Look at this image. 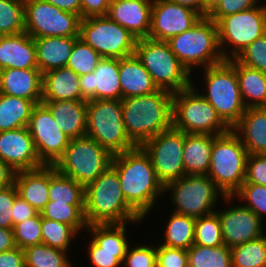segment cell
<instances>
[{"mask_svg":"<svg viewBox=\"0 0 266 267\" xmlns=\"http://www.w3.org/2000/svg\"><path fill=\"white\" fill-rule=\"evenodd\" d=\"M49 200L69 205H84L85 188L49 165Z\"/></svg>","mask_w":266,"mask_h":267,"instance_id":"cell-35","label":"cell"},{"mask_svg":"<svg viewBox=\"0 0 266 267\" xmlns=\"http://www.w3.org/2000/svg\"><path fill=\"white\" fill-rule=\"evenodd\" d=\"M233 201L236 202V198L226 196L220 202H225L227 208L215 211L220 219L224 244L229 248L266 234L264 232L266 221H262L251 209L239 202L234 204Z\"/></svg>","mask_w":266,"mask_h":267,"instance_id":"cell-18","label":"cell"},{"mask_svg":"<svg viewBox=\"0 0 266 267\" xmlns=\"http://www.w3.org/2000/svg\"><path fill=\"white\" fill-rule=\"evenodd\" d=\"M0 160L15 173L44 166L27 127L0 132Z\"/></svg>","mask_w":266,"mask_h":267,"instance_id":"cell-20","label":"cell"},{"mask_svg":"<svg viewBox=\"0 0 266 267\" xmlns=\"http://www.w3.org/2000/svg\"><path fill=\"white\" fill-rule=\"evenodd\" d=\"M134 54L159 89L175 93L192 85V75L171 51L167 41L138 39Z\"/></svg>","mask_w":266,"mask_h":267,"instance_id":"cell-8","label":"cell"},{"mask_svg":"<svg viewBox=\"0 0 266 267\" xmlns=\"http://www.w3.org/2000/svg\"><path fill=\"white\" fill-rule=\"evenodd\" d=\"M248 154H266V107L246 108L232 128Z\"/></svg>","mask_w":266,"mask_h":267,"instance_id":"cell-25","label":"cell"},{"mask_svg":"<svg viewBox=\"0 0 266 267\" xmlns=\"http://www.w3.org/2000/svg\"><path fill=\"white\" fill-rule=\"evenodd\" d=\"M184 141L185 133L171 127L141 145L149 155L156 175L163 186L185 176Z\"/></svg>","mask_w":266,"mask_h":267,"instance_id":"cell-16","label":"cell"},{"mask_svg":"<svg viewBox=\"0 0 266 267\" xmlns=\"http://www.w3.org/2000/svg\"><path fill=\"white\" fill-rule=\"evenodd\" d=\"M173 212L193 218L209 215L226 195L207 175H185L164 186Z\"/></svg>","mask_w":266,"mask_h":267,"instance_id":"cell-9","label":"cell"},{"mask_svg":"<svg viewBox=\"0 0 266 267\" xmlns=\"http://www.w3.org/2000/svg\"><path fill=\"white\" fill-rule=\"evenodd\" d=\"M222 0H203V17H208Z\"/></svg>","mask_w":266,"mask_h":267,"instance_id":"cell-59","label":"cell"},{"mask_svg":"<svg viewBox=\"0 0 266 267\" xmlns=\"http://www.w3.org/2000/svg\"><path fill=\"white\" fill-rule=\"evenodd\" d=\"M16 247L13 229L0 228V252Z\"/></svg>","mask_w":266,"mask_h":267,"instance_id":"cell-56","label":"cell"},{"mask_svg":"<svg viewBox=\"0 0 266 267\" xmlns=\"http://www.w3.org/2000/svg\"><path fill=\"white\" fill-rule=\"evenodd\" d=\"M35 105L32 100L0 93V132L27 127Z\"/></svg>","mask_w":266,"mask_h":267,"instance_id":"cell-33","label":"cell"},{"mask_svg":"<svg viewBox=\"0 0 266 267\" xmlns=\"http://www.w3.org/2000/svg\"><path fill=\"white\" fill-rule=\"evenodd\" d=\"M113 155L92 138L70 139L63 156L54 165L63 175L84 188L94 182L112 163Z\"/></svg>","mask_w":266,"mask_h":267,"instance_id":"cell-11","label":"cell"},{"mask_svg":"<svg viewBox=\"0 0 266 267\" xmlns=\"http://www.w3.org/2000/svg\"><path fill=\"white\" fill-rule=\"evenodd\" d=\"M63 11L75 13L81 17V0H44Z\"/></svg>","mask_w":266,"mask_h":267,"instance_id":"cell-55","label":"cell"},{"mask_svg":"<svg viewBox=\"0 0 266 267\" xmlns=\"http://www.w3.org/2000/svg\"><path fill=\"white\" fill-rule=\"evenodd\" d=\"M232 196L236 198V200H239L243 206L251 209L262 221L265 220L266 186L254 183H243Z\"/></svg>","mask_w":266,"mask_h":267,"instance_id":"cell-44","label":"cell"},{"mask_svg":"<svg viewBox=\"0 0 266 267\" xmlns=\"http://www.w3.org/2000/svg\"><path fill=\"white\" fill-rule=\"evenodd\" d=\"M260 2L261 0H222L208 18L217 23L225 16L252 9Z\"/></svg>","mask_w":266,"mask_h":267,"instance_id":"cell-50","label":"cell"},{"mask_svg":"<svg viewBox=\"0 0 266 267\" xmlns=\"http://www.w3.org/2000/svg\"><path fill=\"white\" fill-rule=\"evenodd\" d=\"M111 165L117 171L125 200L145 220L164 195V186L149 155L141 146H136L113 155Z\"/></svg>","mask_w":266,"mask_h":267,"instance_id":"cell-1","label":"cell"},{"mask_svg":"<svg viewBox=\"0 0 266 267\" xmlns=\"http://www.w3.org/2000/svg\"><path fill=\"white\" fill-rule=\"evenodd\" d=\"M188 267H232L231 248L193 244L188 250Z\"/></svg>","mask_w":266,"mask_h":267,"instance_id":"cell-37","label":"cell"},{"mask_svg":"<svg viewBox=\"0 0 266 267\" xmlns=\"http://www.w3.org/2000/svg\"><path fill=\"white\" fill-rule=\"evenodd\" d=\"M79 82L86 101L122 99L117 58H102L92 73L79 76Z\"/></svg>","mask_w":266,"mask_h":267,"instance_id":"cell-21","label":"cell"},{"mask_svg":"<svg viewBox=\"0 0 266 267\" xmlns=\"http://www.w3.org/2000/svg\"><path fill=\"white\" fill-rule=\"evenodd\" d=\"M25 32L33 38L79 37L81 17L44 0H24Z\"/></svg>","mask_w":266,"mask_h":267,"instance_id":"cell-14","label":"cell"},{"mask_svg":"<svg viewBox=\"0 0 266 267\" xmlns=\"http://www.w3.org/2000/svg\"><path fill=\"white\" fill-rule=\"evenodd\" d=\"M194 244L208 247L224 244L221 223L216 212L196 218Z\"/></svg>","mask_w":266,"mask_h":267,"instance_id":"cell-42","label":"cell"},{"mask_svg":"<svg viewBox=\"0 0 266 267\" xmlns=\"http://www.w3.org/2000/svg\"><path fill=\"white\" fill-rule=\"evenodd\" d=\"M214 135L185 133L183 163L185 175H207Z\"/></svg>","mask_w":266,"mask_h":267,"instance_id":"cell-32","label":"cell"},{"mask_svg":"<svg viewBox=\"0 0 266 267\" xmlns=\"http://www.w3.org/2000/svg\"><path fill=\"white\" fill-rule=\"evenodd\" d=\"M38 68L34 38L26 32L0 36V70Z\"/></svg>","mask_w":266,"mask_h":267,"instance_id":"cell-24","label":"cell"},{"mask_svg":"<svg viewBox=\"0 0 266 267\" xmlns=\"http://www.w3.org/2000/svg\"><path fill=\"white\" fill-rule=\"evenodd\" d=\"M79 38L102 58H125L134 55L137 38L107 16L82 18Z\"/></svg>","mask_w":266,"mask_h":267,"instance_id":"cell-13","label":"cell"},{"mask_svg":"<svg viewBox=\"0 0 266 267\" xmlns=\"http://www.w3.org/2000/svg\"><path fill=\"white\" fill-rule=\"evenodd\" d=\"M172 98V92L159 89L121 99L124 128L136 146L172 127Z\"/></svg>","mask_w":266,"mask_h":267,"instance_id":"cell-2","label":"cell"},{"mask_svg":"<svg viewBox=\"0 0 266 267\" xmlns=\"http://www.w3.org/2000/svg\"><path fill=\"white\" fill-rule=\"evenodd\" d=\"M247 157L246 148L232 129L214 135L207 176L226 196H232L244 183Z\"/></svg>","mask_w":266,"mask_h":267,"instance_id":"cell-7","label":"cell"},{"mask_svg":"<svg viewBox=\"0 0 266 267\" xmlns=\"http://www.w3.org/2000/svg\"><path fill=\"white\" fill-rule=\"evenodd\" d=\"M17 195L14 183L0 189V228L13 229L12 206Z\"/></svg>","mask_w":266,"mask_h":267,"instance_id":"cell-51","label":"cell"},{"mask_svg":"<svg viewBox=\"0 0 266 267\" xmlns=\"http://www.w3.org/2000/svg\"><path fill=\"white\" fill-rule=\"evenodd\" d=\"M205 89L200 94L215 108L220 118L232 129L244 114L235 68L227 61L200 70ZM204 92V93H203Z\"/></svg>","mask_w":266,"mask_h":267,"instance_id":"cell-6","label":"cell"},{"mask_svg":"<svg viewBox=\"0 0 266 267\" xmlns=\"http://www.w3.org/2000/svg\"><path fill=\"white\" fill-rule=\"evenodd\" d=\"M129 223L139 224L143 222H126L121 224H94L88 225L86 233L90 238L86 251L89 263L93 267H120L131 244L130 235L127 233Z\"/></svg>","mask_w":266,"mask_h":267,"instance_id":"cell-15","label":"cell"},{"mask_svg":"<svg viewBox=\"0 0 266 267\" xmlns=\"http://www.w3.org/2000/svg\"><path fill=\"white\" fill-rule=\"evenodd\" d=\"M84 216L87 225L145 221L125 200L112 165L85 187Z\"/></svg>","mask_w":266,"mask_h":267,"instance_id":"cell-3","label":"cell"},{"mask_svg":"<svg viewBox=\"0 0 266 267\" xmlns=\"http://www.w3.org/2000/svg\"><path fill=\"white\" fill-rule=\"evenodd\" d=\"M244 183L266 186V154H248Z\"/></svg>","mask_w":266,"mask_h":267,"instance_id":"cell-49","label":"cell"},{"mask_svg":"<svg viewBox=\"0 0 266 267\" xmlns=\"http://www.w3.org/2000/svg\"><path fill=\"white\" fill-rule=\"evenodd\" d=\"M235 59L240 64L266 73V33L243 49Z\"/></svg>","mask_w":266,"mask_h":267,"instance_id":"cell-47","label":"cell"},{"mask_svg":"<svg viewBox=\"0 0 266 267\" xmlns=\"http://www.w3.org/2000/svg\"><path fill=\"white\" fill-rule=\"evenodd\" d=\"M56 124L69 139L86 136L87 101H42Z\"/></svg>","mask_w":266,"mask_h":267,"instance_id":"cell-26","label":"cell"},{"mask_svg":"<svg viewBox=\"0 0 266 267\" xmlns=\"http://www.w3.org/2000/svg\"><path fill=\"white\" fill-rule=\"evenodd\" d=\"M227 61L236 70L245 107H266V73L240 64L235 58Z\"/></svg>","mask_w":266,"mask_h":267,"instance_id":"cell-31","label":"cell"},{"mask_svg":"<svg viewBox=\"0 0 266 267\" xmlns=\"http://www.w3.org/2000/svg\"><path fill=\"white\" fill-rule=\"evenodd\" d=\"M167 42L193 78L195 69L199 71L200 67L204 69L225 61L219 46L217 24L208 17H202L191 29Z\"/></svg>","mask_w":266,"mask_h":267,"instance_id":"cell-4","label":"cell"},{"mask_svg":"<svg viewBox=\"0 0 266 267\" xmlns=\"http://www.w3.org/2000/svg\"><path fill=\"white\" fill-rule=\"evenodd\" d=\"M27 128L40 161L44 165H55L63 156L70 139L58 127L43 103L33 107Z\"/></svg>","mask_w":266,"mask_h":267,"instance_id":"cell-17","label":"cell"},{"mask_svg":"<svg viewBox=\"0 0 266 267\" xmlns=\"http://www.w3.org/2000/svg\"><path fill=\"white\" fill-rule=\"evenodd\" d=\"M0 93L42 103V73L38 68L0 70Z\"/></svg>","mask_w":266,"mask_h":267,"instance_id":"cell-23","label":"cell"},{"mask_svg":"<svg viewBox=\"0 0 266 267\" xmlns=\"http://www.w3.org/2000/svg\"><path fill=\"white\" fill-rule=\"evenodd\" d=\"M16 247L22 250L42 243L41 215L38 212L34 217L26 219L13 227Z\"/></svg>","mask_w":266,"mask_h":267,"instance_id":"cell-45","label":"cell"},{"mask_svg":"<svg viewBox=\"0 0 266 267\" xmlns=\"http://www.w3.org/2000/svg\"><path fill=\"white\" fill-rule=\"evenodd\" d=\"M195 82V83H194ZM198 83L173 93L172 127L187 134L221 135L231 128L215 108L199 93Z\"/></svg>","mask_w":266,"mask_h":267,"instance_id":"cell-5","label":"cell"},{"mask_svg":"<svg viewBox=\"0 0 266 267\" xmlns=\"http://www.w3.org/2000/svg\"><path fill=\"white\" fill-rule=\"evenodd\" d=\"M202 16L170 0H153L148 38L168 41L191 29Z\"/></svg>","mask_w":266,"mask_h":267,"instance_id":"cell-19","label":"cell"},{"mask_svg":"<svg viewBox=\"0 0 266 267\" xmlns=\"http://www.w3.org/2000/svg\"><path fill=\"white\" fill-rule=\"evenodd\" d=\"M167 217L165 230L162 231L164 235L161 240H163L159 244L188 250L194 244L196 219L173 211Z\"/></svg>","mask_w":266,"mask_h":267,"instance_id":"cell-34","label":"cell"},{"mask_svg":"<svg viewBox=\"0 0 266 267\" xmlns=\"http://www.w3.org/2000/svg\"><path fill=\"white\" fill-rule=\"evenodd\" d=\"M86 117V136L112 155L136 147L124 128L121 100H89Z\"/></svg>","mask_w":266,"mask_h":267,"instance_id":"cell-10","label":"cell"},{"mask_svg":"<svg viewBox=\"0 0 266 267\" xmlns=\"http://www.w3.org/2000/svg\"><path fill=\"white\" fill-rule=\"evenodd\" d=\"M82 98L79 75L68 67L42 75V101H69Z\"/></svg>","mask_w":266,"mask_h":267,"instance_id":"cell-27","label":"cell"},{"mask_svg":"<svg viewBox=\"0 0 266 267\" xmlns=\"http://www.w3.org/2000/svg\"><path fill=\"white\" fill-rule=\"evenodd\" d=\"M79 37L34 38L38 69L42 75L49 71L66 67L74 43Z\"/></svg>","mask_w":266,"mask_h":267,"instance_id":"cell-30","label":"cell"},{"mask_svg":"<svg viewBox=\"0 0 266 267\" xmlns=\"http://www.w3.org/2000/svg\"><path fill=\"white\" fill-rule=\"evenodd\" d=\"M181 6L188 7L203 17V0H170Z\"/></svg>","mask_w":266,"mask_h":267,"instance_id":"cell-58","label":"cell"},{"mask_svg":"<svg viewBox=\"0 0 266 267\" xmlns=\"http://www.w3.org/2000/svg\"><path fill=\"white\" fill-rule=\"evenodd\" d=\"M12 212L13 227L26 219L34 217L38 213L35 208H33L27 201H25L19 195L15 197L12 206Z\"/></svg>","mask_w":266,"mask_h":267,"instance_id":"cell-53","label":"cell"},{"mask_svg":"<svg viewBox=\"0 0 266 267\" xmlns=\"http://www.w3.org/2000/svg\"><path fill=\"white\" fill-rule=\"evenodd\" d=\"M232 267H266V234L231 248Z\"/></svg>","mask_w":266,"mask_h":267,"instance_id":"cell-39","label":"cell"},{"mask_svg":"<svg viewBox=\"0 0 266 267\" xmlns=\"http://www.w3.org/2000/svg\"><path fill=\"white\" fill-rule=\"evenodd\" d=\"M14 185L18 195L40 213L49 201V165L16 172Z\"/></svg>","mask_w":266,"mask_h":267,"instance_id":"cell-29","label":"cell"},{"mask_svg":"<svg viewBox=\"0 0 266 267\" xmlns=\"http://www.w3.org/2000/svg\"><path fill=\"white\" fill-rule=\"evenodd\" d=\"M218 40L224 60L234 59L254 40L266 33V2L252 9L221 18L217 23Z\"/></svg>","mask_w":266,"mask_h":267,"instance_id":"cell-12","label":"cell"},{"mask_svg":"<svg viewBox=\"0 0 266 267\" xmlns=\"http://www.w3.org/2000/svg\"><path fill=\"white\" fill-rule=\"evenodd\" d=\"M119 82L122 99L148 95L159 90L135 54L119 59Z\"/></svg>","mask_w":266,"mask_h":267,"instance_id":"cell-28","label":"cell"},{"mask_svg":"<svg viewBox=\"0 0 266 267\" xmlns=\"http://www.w3.org/2000/svg\"><path fill=\"white\" fill-rule=\"evenodd\" d=\"M112 0H81V18L106 16Z\"/></svg>","mask_w":266,"mask_h":267,"instance_id":"cell-52","label":"cell"},{"mask_svg":"<svg viewBox=\"0 0 266 267\" xmlns=\"http://www.w3.org/2000/svg\"><path fill=\"white\" fill-rule=\"evenodd\" d=\"M0 267H25L24 250L15 247L11 250L0 252Z\"/></svg>","mask_w":266,"mask_h":267,"instance_id":"cell-54","label":"cell"},{"mask_svg":"<svg viewBox=\"0 0 266 267\" xmlns=\"http://www.w3.org/2000/svg\"><path fill=\"white\" fill-rule=\"evenodd\" d=\"M121 267H157L156 244L135 242L129 245Z\"/></svg>","mask_w":266,"mask_h":267,"instance_id":"cell-46","label":"cell"},{"mask_svg":"<svg viewBox=\"0 0 266 267\" xmlns=\"http://www.w3.org/2000/svg\"><path fill=\"white\" fill-rule=\"evenodd\" d=\"M153 0H112L107 17L137 39L148 38Z\"/></svg>","mask_w":266,"mask_h":267,"instance_id":"cell-22","label":"cell"},{"mask_svg":"<svg viewBox=\"0 0 266 267\" xmlns=\"http://www.w3.org/2000/svg\"><path fill=\"white\" fill-rule=\"evenodd\" d=\"M25 32L24 0H0V36Z\"/></svg>","mask_w":266,"mask_h":267,"instance_id":"cell-41","label":"cell"},{"mask_svg":"<svg viewBox=\"0 0 266 267\" xmlns=\"http://www.w3.org/2000/svg\"><path fill=\"white\" fill-rule=\"evenodd\" d=\"M24 254L25 267H74L68 252L44 243L27 247Z\"/></svg>","mask_w":266,"mask_h":267,"instance_id":"cell-38","label":"cell"},{"mask_svg":"<svg viewBox=\"0 0 266 267\" xmlns=\"http://www.w3.org/2000/svg\"><path fill=\"white\" fill-rule=\"evenodd\" d=\"M102 59L100 54L80 38L74 43L66 67L72 69L79 76L92 73L98 62Z\"/></svg>","mask_w":266,"mask_h":267,"instance_id":"cell-43","label":"cell"},{"mask_svg":"<svg viewBox=\"0 0 266 267\" xmlns=\"http://www.w3.org/2000/svg\"><path fill=\"white\" fill-rule=\"evenodd\" d=\"M157 267H188L187 250L156 244Z\"/></svg>","mask_w":266,"mask_h":267,"instance_id":"cell-48","label":"cell"},{"mask_svg":"<svg viewBox=\"0 0 266 267\" xmlns=\"http://www.w3.org/2000/svg\"><path fill=\"white\" fill-rule=\"evenodd\" d=\"M15 172L5 162L0 160V189L8 187L14 183Z\"/></svg>","mask_w":266,"mask_h":267,"instance_id":"cell-57","label":"cell"},{"mask_svg":"<svg viewBox=\"0 0 266 267\" xmlns=\"http://www.w3.org/2000/svg\"><path fill=\"white\" fill-rule=\"evenodd\" d=\"M79 233L70 225L41 217L42 243L63 251L73 249L71 245L78 239ZM76 237V238H75Z\"/></svg>","mask_w":266,"mask_h":267,"instance_id":"cell-40","label":"cell"},{"mask_svg":"<svg viewBox=\"0 0 266 267\" xmlns=\"http://www.w3.org/2000/svg\"><path fill=\"white\" fill-rule=\"evenodd\" d=\"M41 217L72 226L79 234H86L87 223L84 216V205H69L48 201L40 212Z\"/></svg>","mask_w":266,"mask_h":267,"instance_id":"cell-36","label":"cell"}]
</instances>
